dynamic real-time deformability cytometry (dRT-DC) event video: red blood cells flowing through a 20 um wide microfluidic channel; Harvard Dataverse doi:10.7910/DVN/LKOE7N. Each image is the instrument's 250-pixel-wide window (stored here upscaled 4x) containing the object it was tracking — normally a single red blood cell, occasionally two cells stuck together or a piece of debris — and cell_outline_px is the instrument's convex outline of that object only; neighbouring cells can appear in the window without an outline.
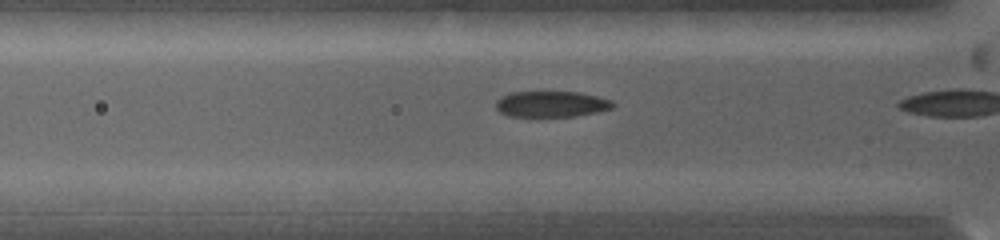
{"species": "common noctule bat (a hibernating species)", "species_latin": "Nyctalus noctula", "temperature_condition": "warm", "stored_images_in_passage": 12, "camera_frame_rate_fps": 5000, "um_per_image_px": 0.085, "animal": {"sex": "female", "body_mass_g": 19.0, "forearm_length_mm": 53.3}, "frame": {"image": 1, "passage_image": 10, "time_ms": 1.6, "image_size_px": [1000, 240], "cell_outline_px": [[616, 104], [612, 108], [596, 112], [576, 116], [508, 116], [500, 112], [496, 108], [496, 100], [500, 96], [512, 92], [580, 92], [612, 100]], "centroid_in_image_um": [46.86, 8.84], "position_along_channel_um": 78.9, "area_um2": 17.69}}